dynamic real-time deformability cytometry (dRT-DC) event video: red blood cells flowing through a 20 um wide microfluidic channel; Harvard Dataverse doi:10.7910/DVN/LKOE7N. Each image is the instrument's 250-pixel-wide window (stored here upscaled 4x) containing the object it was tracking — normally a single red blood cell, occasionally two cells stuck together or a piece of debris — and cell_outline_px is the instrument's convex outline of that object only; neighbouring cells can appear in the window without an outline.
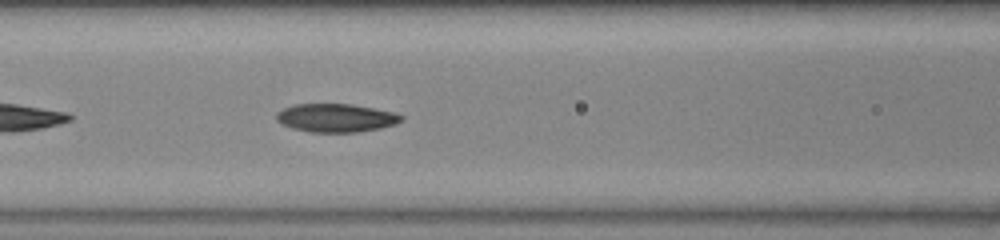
{"species": "common noctule bat (a hibernating species)", "species_latin": "Nyctalus noctula", "temperature_condition": "warm", "stored_images_in_passage": 7, "camera_frame_rate_fps": 3000, "um_per_image_px": 0.085, "animal": {"sex": "female", "body_mass_g": 23.0, "forearm_length_mm": 53.4}, "frame": {"image": 1, "passage_image": 6, "time_ms": 1.667, "image_size_px": [1000, 240], "cell_outline_px": [[404, 120], [396, 124], [380, 128], [356, 132], [308, 132], [292, 128], [276, 120], [276, 112], [292, 104], [352, 104], [396, 112], [404, 116]], "centroid_in_image_um": [28.58, 10.01], "position_along_channel_um": 138.0, "area_um2": 20.81}}